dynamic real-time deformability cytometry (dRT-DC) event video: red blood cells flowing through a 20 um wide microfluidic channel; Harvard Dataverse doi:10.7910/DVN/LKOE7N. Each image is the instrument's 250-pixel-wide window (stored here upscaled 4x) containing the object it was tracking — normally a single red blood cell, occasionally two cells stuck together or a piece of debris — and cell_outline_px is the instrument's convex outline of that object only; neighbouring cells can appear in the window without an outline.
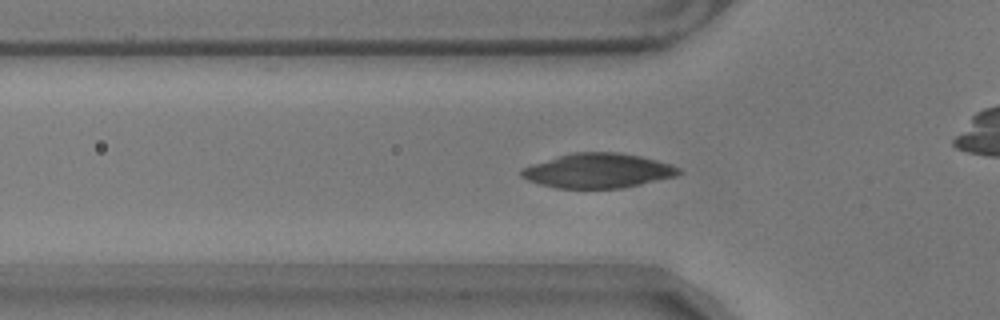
{"species": "common noctule bat (a hibernating species)", "species_latin": "Nyctalus noctula", "temperature_condition": "warm", "stored_images_in_passage": 46, "camera_frame_rate_fps": 3000, "um_per_image_px": 0.085, "animal": {"sex": "male", "body_mass_g": 17.9}, "frame": {"image": 1, "passage_image": 18, "time_ms": 5.667, "image_size_px": [1000, 320], "cell_outline_px": [[684, 172], [676, 176], [640, 184], [620, 188], [556, 188], [540, 184], [528, 180], [520, 176], [520, 168], [532, 164], [572, 152], [616, 152], [640, 156], [656, 160], [680, 168]], "centroid_in_image_um": [50.81, 14.51], "position_along_channel_um": 75.0, "area_um2": 31.56}}
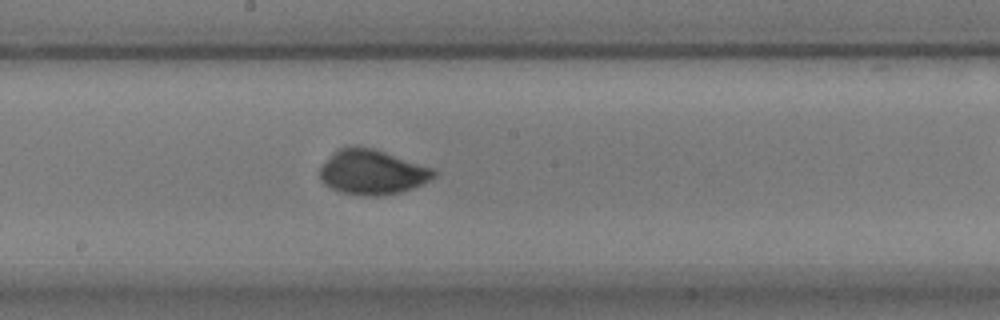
{"frame": {"image": 2, "passage_image": 30, "time_ms": 9.667, "image_size_px": [1000, 320], "cell_outline_px": [[440, 172], [436, 176], [412, 188], [400, 192], [380, 196], [364, 196], [340, 192], [324, 184], [320, 180], [320, 168], [332, 152], [336, 148], [352, 144], [356, 144], [376, 148], [436, 168]], "centroid_in_image_um": [31.65, 14.59], "position_along_channel_um": 216.5, "area_um2": 30.63}}
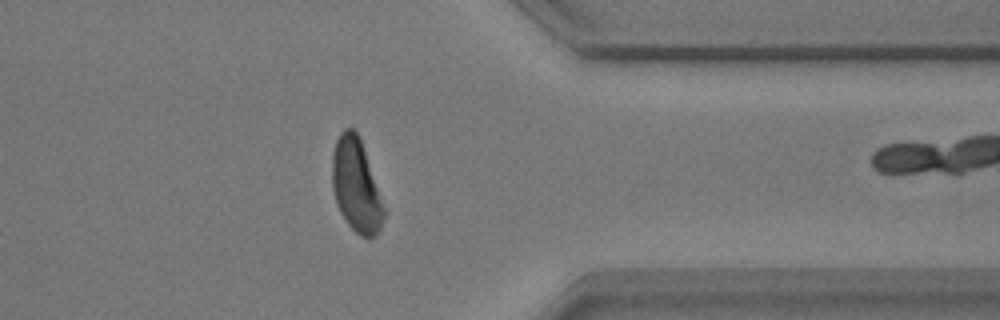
{"frame": {"image": 3, "passage_image": 45, "time_ms": 14.667, "image_size_px": [1000, 320], "cell_outline_px": [[384, 216], [380, 232], [376, 236], [360, 236], [348, 224], [340, 212], [336, 204], [332, 188], [332, 152], [336, 140], [340, 132], [344, 128], [352, 128], [356, 132], [360, 140], [384, 208]], "centroid_in_image_um": [30.23, 15.79], "position_along_channel_um": 381.2, "area_um2": 27.57}}